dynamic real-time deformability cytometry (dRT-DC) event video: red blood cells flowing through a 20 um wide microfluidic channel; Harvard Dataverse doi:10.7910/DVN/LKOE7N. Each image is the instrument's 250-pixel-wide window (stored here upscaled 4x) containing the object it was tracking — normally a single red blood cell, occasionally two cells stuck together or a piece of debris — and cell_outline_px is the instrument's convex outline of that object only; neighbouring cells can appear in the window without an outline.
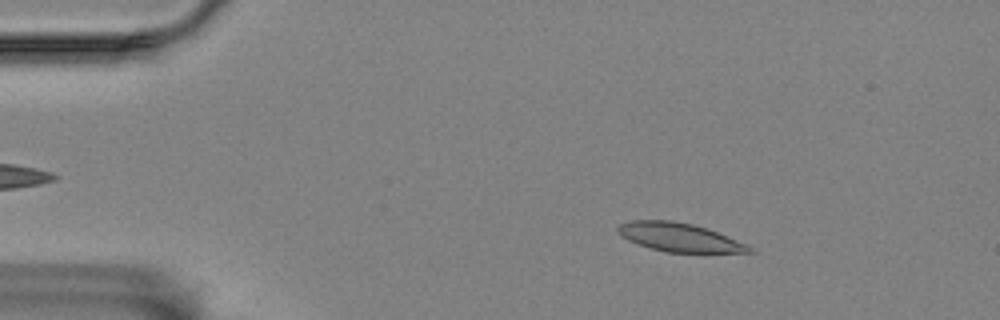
{"species": "Egyptian fruit bat (a non-hibernating species)", "species_latin": "Rousettus aegyptiacus", "temperature_condition": "room temperature", "stored_images_in_passage": 57, "segment_of_instrument_passage": [1, 2], "camera_frame_rate_fps": 3000, "um_per_image_px": 0.085, "animal": {"sex": "female"}, "frame": {"image": 1, "passage_image": 7, "time_ms": 2.0, "image_size_px": [1000, 320], "cell_outline_px": [[756, 252], [664, 252], [648, 248], [636, 244], [620, 236], [616, 232], [616, 228], [620, 224], [628, 220], [672, 220], [692, 224], [716, 232], [748, 244], [756, 248]], "centroid_in_image_um": [57.7, 20.17], "position_along_channel_um": 27.3, "area_um2": 22.08}}
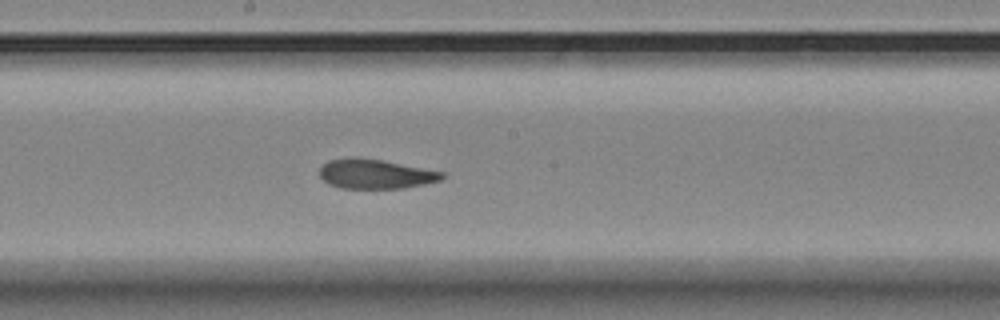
{"frame": {"image": 2, "passage_image": 29, "time_ms": 9.333, "image_size_px": [1000, 320], "cell_outline_px": [[444, 176], [440, 180], [424, 184], [404, 188], [340, 188], [328, 184], [320, 176], [320, 168], [328, 160], [380, 160], [444, 172]], "centroid_in_image_um": [31.94, 14.83], "position_along_channel_um": 216.3, "area_um2": 20.17}}
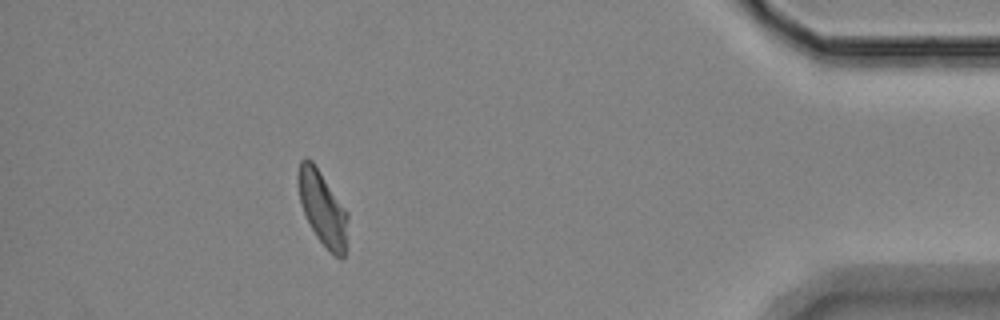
{"frame": {"image": 3, "passage_image": 50, "time_ms": 16.333, "image_size_px": [1000, 320], "cell_outline_px": [[348, 220], [344, 256], [340, 260], [316, 236], [304, 212], [300, 200], [296, 180], [296, 176], [300, 160], [304, 156], [312, 160], [348, 212]], "centroid_in_image_um": [27.4, 17.63], "position_along_channel_um": 407.8, "area_um2": 21.27}}